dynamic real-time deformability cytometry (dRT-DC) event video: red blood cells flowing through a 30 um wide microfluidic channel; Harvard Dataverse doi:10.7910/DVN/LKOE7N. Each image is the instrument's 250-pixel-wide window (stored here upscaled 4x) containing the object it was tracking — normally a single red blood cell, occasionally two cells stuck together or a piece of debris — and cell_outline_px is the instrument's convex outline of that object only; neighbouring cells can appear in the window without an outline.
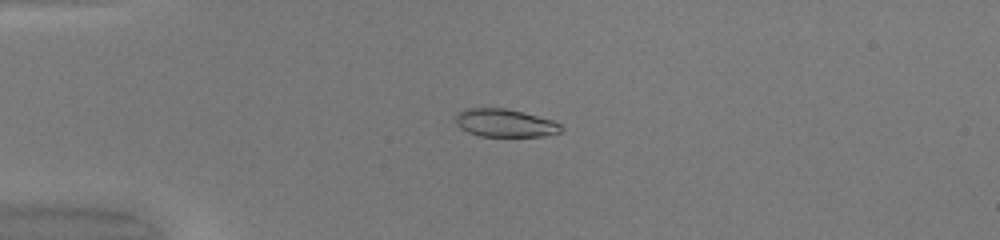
{"species": "common noctule bat (a hibernating species)", "species_latin": "Nyctalus noctula", "temperature_condition": "warm", "stored_images_in_passage": 41, "camera_frame_rate_fps": 3000, "um_per_image_px": 0.085, "animal": {"sex": "female", "body_mass_g": 20.0, "forearm_length_mm": 54.0}, "frame": {"image": 1, "passage_image": 5, "time_ms": 1.333, "image_size_px": [1000, 240], "cell_outline_px": [[564, 128], [560, 132], [548, 136], [480, 136], [468, 132], [460, 128], [456, 124], [456, 112], [464, 108], [504, 108], [552, 120], [560, 124]], "centroid_in_image_um": [42.89, 10.46], "position_along_channel_um": 42.1, "area_um2": 17.17}}
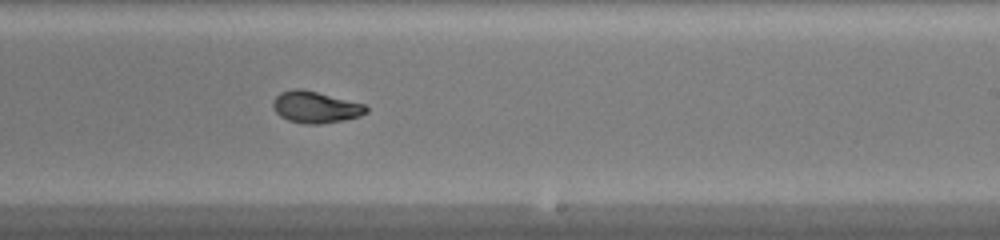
{"frame": {"image": 2, "passage_image": 23, "time_ms": 7.333, "image_size_px": [1000, 240], "cell_outline_px": [[368, 112], [360, 116], [344, 120], [320, 124], [304, 124], [288, 120], [280, 116], [276, 112], [272, 104], [272, 100], [280, 92], [292, 88], [300, 88], [364, 104], [368, 108]], "centroid_in_image_um": [26.79, 9.11], "position_along_channel_um": 262.2, "area_um2": 17.17}}
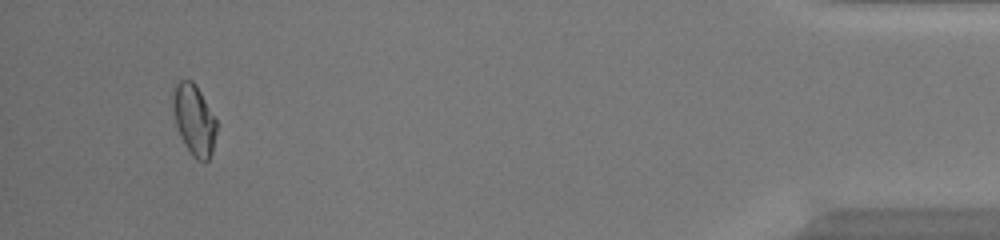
{"frame": {"image": 3, "passage_image": 39, "time_ms": 12.667, "image_size_px": [1000, 240], "cell_outline_px": [[216, 132], [212, 152], [208, 160], [196, 160], [192, 156], [180, 136], [176, 124], [172, 108], [172, 88], [176, 80], [192, 80], [196, 84], [216, 120]], "centroid_in_image_um": [16.46, 10.13], "position_along_channel_um": 418.7, "area_um2": 18.03}, "authors_computed_cell_mechanics": {"area_um2": 17.3978, "velocity_mm_per_s": 4.2294, "shape_relaxation_time_tau1_ms": null, "shape_relaxation_time_tau2_ms": 0.9362, "deformation_change_tau1": null, "deformation_change_tau2": 0.0437}}